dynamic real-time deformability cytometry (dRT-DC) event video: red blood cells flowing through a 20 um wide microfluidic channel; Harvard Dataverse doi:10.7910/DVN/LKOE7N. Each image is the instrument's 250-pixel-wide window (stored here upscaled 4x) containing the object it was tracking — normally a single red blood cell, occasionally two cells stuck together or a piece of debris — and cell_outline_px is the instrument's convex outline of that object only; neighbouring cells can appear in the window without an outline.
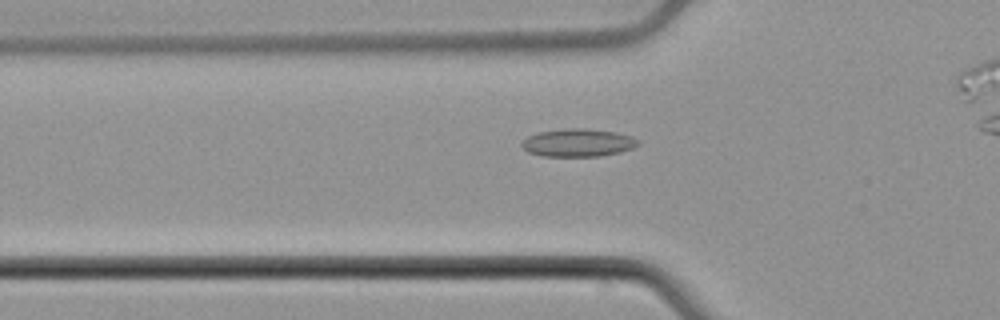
{"species": "common noctule bat (a hibernating species)", "species_latin": "Nyctalus noctula", "temperature_condition": "cold", "stored_images_in_passage": 42, "camera_frame_rate_fps": 3000, "um_per_image_px": 0.085, "animal": {"sex": "male", "body_mass_g": 21.5, "forearm_length_mm": 52.0}, "frame": {"image": 1, "passage_image": 13, "time_ms": 4.0, "image_size_px": [1000, 320], "cell_outline_px": [[640, 144], [632, 148], [620, 152], [600, 156], [544, 156], [528, 152], [520, 144], [528, 136], [536, 132], [564, 128], [584, 128], [616, 132], [632, 136], [640, 140]], "centroid_in_image_um": [49.14, 12.12], "position_along_channel_um": 76.7, "area_um2": 19.02}}
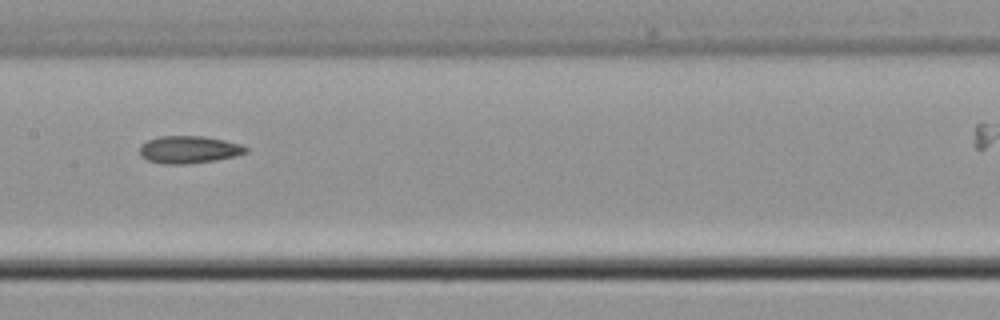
{"frame": {"image": 2, "passage_image": 22, "time_ms": 7.0, "image_size_px": [1000, 320], "cell_outline_px": [[248, 152], [236, 156], [216, 160], [184, 164], [164, 164], [148, 160], [140, 156], [140, 144], [148, 140], [160, 136], [204, 136], [224, 140], [240, 144], [248, 148]], "centroid_in_image_um": [16.05, 12.71], "position_along_channel_um": 191.3, "area_um2": 16.99}}
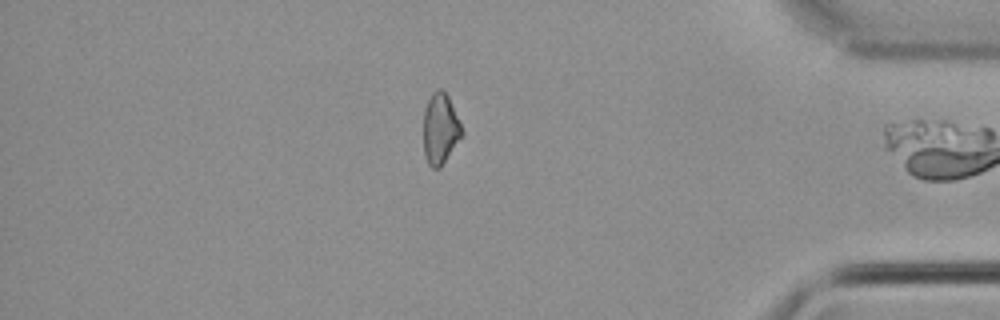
{"frame": {"image": 3, "passage_image": 41, "time_ms": 13.333, "image_size_px": [1000, 320], "cell_outline_px": [[464, 132], [440, 168], [432, 168], [428, 164], [424, 156], [424, 108], [432, 92], [436, 88], [440, 88], [448, 96]], "centroid_in_image_um": [37.4, 10.94], "position_along_channel_um": 397.8, "area_um2": 15.72}}